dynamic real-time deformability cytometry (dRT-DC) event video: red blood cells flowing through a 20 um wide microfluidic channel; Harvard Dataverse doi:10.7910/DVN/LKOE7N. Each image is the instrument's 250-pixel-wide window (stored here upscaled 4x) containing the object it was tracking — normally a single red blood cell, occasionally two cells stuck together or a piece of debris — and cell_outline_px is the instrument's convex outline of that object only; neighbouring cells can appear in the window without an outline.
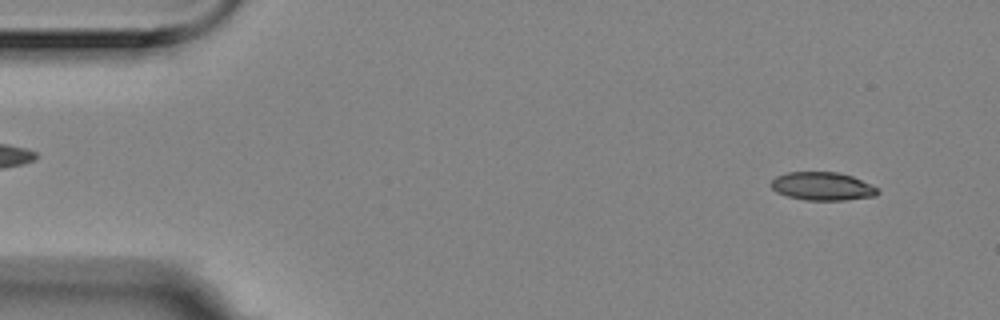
{"species": "Egyptian fruit bat (a non-hibernating species)", "species_latin": "Rousettus aegyptiacus", "temperature_condition": "room temperature", "stored_images_in_passage": 4, "camera_frame_rate_fps": 3000, "um_per_image_px": 0.085, "animal": {"sex": "female"}, "frame": {"image": 1, "passage_image": 1, "time_ms": 0.0, "image_size_px": [1000, 320], "cell_outline_px": [[880, 192], [876, 196], [844, 200], [804, 200], [788, 196], [776, 192], [772, 188], [772, 180], [776, 176], [788, 172], [840, 172], [852, 176], [876, 188]], "centroid_in_image_um": [69.89, 15.83], "position_along_channel_um": 15.1, "area_um2": 17.4}}
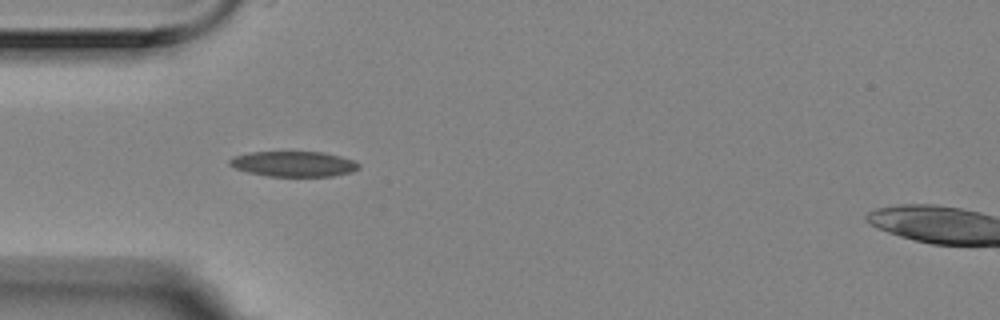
{"frame": {"image": 2, "passage_image": 3, "time_ms": 0.667, "image_size_px": [1000, 320], "cell_outline_px": [[360, 168], [352, 172], [332, 176], [268, 176], [248, 172], [236, 168], [228, 164], [228, 160], [232, 156], [252, 152], [324, 152], [340, 156], [352, 160], [360, 164]], "centroid_in_image_um": [24.96, 13.93], "position_along_channel_um": 60.0, "area_um2": 19.07}}
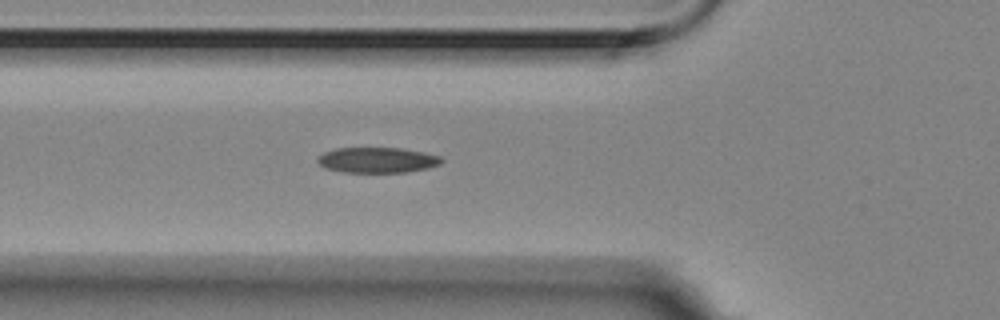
{"frame": {"image": 3, "passage_image": 4, "time_ms": 1.0, "image_size_px": [1000, 320], "cell_outline_px": [[444, 160], [440, 164], [428, 168], [404, 172], [344, 172], [324, 168], [316, 160], [324, 152], [336, 148], [400, 148], [424, 152], [440, 156]], "centroid_in_image_um": [32.08, 13.6], "position_along_channel_um": 93.7, "area_um2": 18.32}}